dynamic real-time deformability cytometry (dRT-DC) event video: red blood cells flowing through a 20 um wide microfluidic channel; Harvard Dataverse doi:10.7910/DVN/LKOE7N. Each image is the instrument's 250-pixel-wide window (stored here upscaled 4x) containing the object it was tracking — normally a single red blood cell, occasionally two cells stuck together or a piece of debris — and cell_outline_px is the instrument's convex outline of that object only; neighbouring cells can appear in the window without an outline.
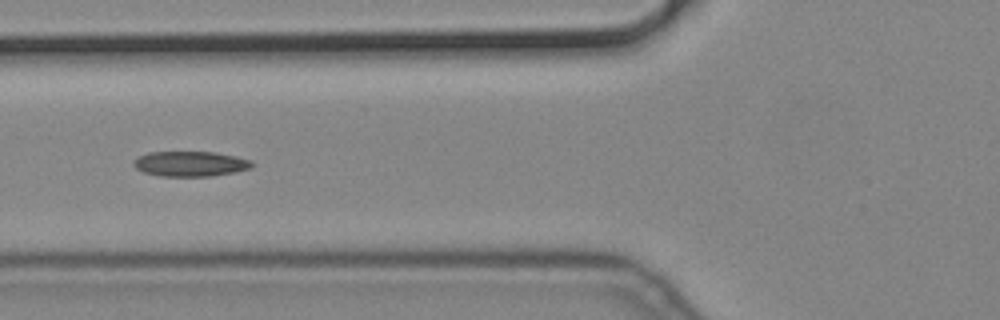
{"species": "common noctule bat (a hibernating species)", "species_latin": "Nyctalus noctula", "temperature_condition": "cold", "stored_images_in_passage": 36, "camera_frame_rate_fps": 3000, "um_per_image_px": 0.085, "animal": {"sex": "male", "body_mass_g": 19.2, "forearm_length_mm": 51.8}, "frame": {"image": 1, "passage_image": 6, "time_ms": 1.667, "image_size_px": [1000, 320], "cell_outline_px": [[252, 168], [236, 172], [212, 176], [160, 176], [144, 172], [136, 168], [132, 164], [132, 160], [148, 152], [212, 152], [236, 156], [252, 160]], "centroid_in_image_um": [16.18, 13.92], "position_along_channel_um": 109.6, "area_um2": 17.4}}